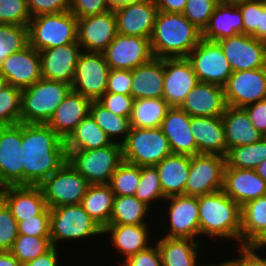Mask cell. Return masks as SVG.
Instances as JSON below:
<instances>
[{
  "mask_svg": "<svg viewBox=\"0 0 266 266\" xmlns=\"http://www.w3.org/2000/svg\"><path fill=\"white\" fill-rule=\"evenodd\" d=\"M23 185L39 186L67 162L65 142L47 124L22 123Z\"/></svg>",
  "mask_w": 266,
  "mask_h": 266,
  "instance_id": "1",
  "label": "cell"
},
{
  "mask_svg": "<svg viewBox=\"0 0 266 266\" xmlns=\"http://www.w3.org/2000/svg\"><path fill=\"white\" fill-rule=\"evenodd\" d=\"M202 39V31L182 13L158 11L150 44L156 58H186Z\"/></svg>",
  "mask_w": 266,
  "mask_h": 266,
  "instance_id": "2",
  "label": "cell"
},
{
  "mask_svg": "<svg viewBox=\"0 0 266 266\" xmlns=\"http://www.w3.org/2000/svg\"><path fill=\"white\" fill-rule=\"evenodd\" d=\"M200 236L226 238L241 245V207L223 190L198 196Z\"/></svg>",
  "mask_w": 266,
  "mask_h": 266,
  "instance_id": "3",
  "label": "cell"
},
{
  "mask_svg": "<svg viewBox=\"0 0 266 266\" xmlns=\"http://www.w3.org/2000/svg\"><path fill=\"white\" fill-rule=\"evenodd\" d=\"M71 90V84L44 78L23 89L20 122L47 124Z\"/></svg>",
  "mask_w": 266,
  "mask_h": 266,
  "instance_id": "4",
  "label": "cell"
},
{
  "mask_svg": "<svg viewBox=\"0 0 266 266\" xmlns=\"http://www.w3.org/2000/svg\"><path fill=\"white\" fill-rule=\"evenodd\" d=\"M29 45L41 51L77 42V18L65 11L56 14H41L28 23Z\"/></svg>",
  "mask_w": 266,
  "mask_h": 266,
  "instance_id": "5",
  "label": "cell"
},
{
  "mask_svg": "<svg viewBox=\"0 0 266 266\" xmlns=\"http://www.w3.org/2000/svg\"><path fill=\"white\" fill-rule=\"evenodd\" d=\"M67 162L90 185L109 184L112 174L123 161L122 145H111L92 150H66Z\"/></svg>",
  "mask_w": 266,
  "mask_h": 266,
  "instance_id": "6",
  "label": "cell"
},
{
  "mask_svg": "<svg viewBox=\"0 0 266 266\" xmlns=\"http://www.w3.org/2000/svg\"><path fill=\"white\" fill-rule=\"evenodd\" d=\"M103 234V229L88 215L81 204L58 206L50 209V241H78Z\"/></svg>",
  "mask_w": 266,
  "mask_h": 266,
  "instance_id": "7",
  "label": "cell"
},
{
  "mask_svg": "<svg viewBox=\"0 0 266 266\" xmlns=\"http://www.w3.org/2000/svg\"><path fill=\"white\" fill-rule=\"evenodd\" d=\"M121 145L123 160L137 166H156L172 153L160 127H131Z\"/></svg>",
  "mask_w": 266,
  "mask_h": 266,
  "instance_id": "8",
  "label": "cell"
},
{
  "mask_svg": "<svg viewBox=\"0 0 266 266\" xmlns=\"http://www.w3.org/2000/svg\"><path fill=\"white\" fill-rule=\"evenodd\" d=\"M88 181L68 162L47 177L40 185L49 209L81 204L89 187Z\"/></svg>",
  "mask_w": 266,
  "mask_h": 266,
  "instance_id": "9",
  "label": "cell"
},
{
  "mask_svg": "<svg viewBox=\"0 0 266 266\" xmlns=\"http://www.w3.org/2000/svg\"><path fill=\"white\" fill-rule=\"evenodd\" d=\"M225 167V157L218 154L190 156L185 195L198 197L222 190Z\"/></svg>",
  "mask_w": 266,
  "mask_h": 266,
  "instance_id": "10",
  "label": "cell"
},
{
  "mask_svg": "<svg viewBox=\"0 0 266 266\" xmlns=\"http://www.w3.org/2000/svg\"><path fill=\"white\" fill-rule=\"evenodd\" d=\"M109 70L102 52L82 51L77 60L72 90L91 101H98L106 92Z\"/></svg>",
  "mask_w": 266,
  "mask_h": 266,
  "instance_id": "11",
  "label": "cell"
},
{
  "mask_svg": "<svg viewBox=\"0 0 266 266\" xmlns=\"http://www.w3.org/2000/svg\"><path fill=\"white\" fill-rule=\"evenodd\" d=\"M186 58L192 64L199 82L223 87L233 73L217 42L202 39Z\"/></svg>",
  "mask_w": 266,
  "mask_h": 266,
  "instance_id": "12",
  "label": "cell"
},
{
  "mask_svg": "<svg viewBox=\"0 0 266 266\" xmlns=\"http://www.w3.org/2000/svg\"><path fill=\"white\" fill-rule=\"evenodd\" d=\"M223 91L227 106L244 108L266 99V67L233 72Z\"/></svg>",
  "mask_w": 266,
  "mask_h": 266,
  "instance_id": "13",
  "label": "cell"
},
{
  "mask_svg": "<svg viewBox=\"0 0 266 266\" xmlns=\"http://www.w3.org/2000/svg\"><path fill=\"white\" fill-rule=\"evenodd\" d=\"M233 72L266 67V42L246 34L217 41Z\"/></svg>",
  "mask_w": 266,
  "mask_h": 266,
  "instance_id": "14",
  "label": "cell"
},
{
  "mask_svg": "<svg viewBox=\"0 0 266 266\" xmlns=\"http://www.w3.org/2000/svg\"><path fill=\"white\" fill-rule=\"evenodd\" d=\"M102 53L110 69L133 70L154 57L149 38L119 33Z\"/></svg>",
  "mask_w": 266,
  "mask_h": 266,
  "instance_id": "15",
  "label": "cell"
},
{
  "mask_svg": "<svg viewBox=\"0 0 266 266\" xmlns=\"http://www.w3.org/2000/svg\"><path fill=\"white\" fill-rule=\"evenodd\" d=\"M22 123L0 127V188L23 185Z\"/></svg>",
  "mask_w": 266,
  "mask_h": 266,
  "instance_id": "16",
  "label": "cell"
},
{
  "mask_svg": "<svg viewBox=\"0 0 266 266\" xmlns=\"http://www.w3.org/2000/svg\"><path fill=\"white\" fill-rule=\"evenodd\" d=\"M117 34L114 10L77 18V42L82 51L103 52Z\"/></svg>",
  "mask_w": 266,
  "mask_h": 266,
  "instance_id": "17",
  "label": "cell"
},
{
  "mask_svg": "<svg viewBox=\"0 0 266 266\" xmlns=\"http://www.w3.org/2000/svg\"><path fill=\"white\" fill-rule=\"evenodd\" d=\"M165 201L170 204L167 208L170 226L164 237L200 240L198 197L175 195Z\"/></svg>",
  "mask_w": 266,
  "mask_h": 266,
  "instance_id": "18",
  "label": "cell"
},
{
  "mask_svg": "<svg viewBox=\"0 0 266 266\" xmlns=\"http://www.w3.org/2000/svg\"><path fill=\"white\" fill-rule=\"evenodd\" d=\"M119 34L151 38L158 7L154 0H140L114 9Z\"/></svg>",
  "mask_w": 266,
  "mask_h": 266,
  "instance_id": "19",
  "label": "cell"
},
{
  "mask_svg": "<svg viewBox=\"0 0 266 266\" xmlns=\"http://www.w3.org/2000/svg\"><path fill=\"white\" fill-rule=\"evenodd\" d=\"M198 83V77L187 58H164L163 98L170 107H180Z\"/></svg>",
  "mask_w": 266,
  "mask_h": 266,
  "instance_id": "20",
  "label": "cell"
},
{
  "mask_svg": "<svg viewBox=\"0 0 266 266\" xmlns=\"http://www.w3.org/2000/svg\"><path fill=\"white\" fill-rule=\"evenodd\" d=\"M0 73L8 84L21 90L42 78L39 51L28 45L21 51L7 56L0 66Z\"/></svg>",
  "mask_w": 266,
  "mask_h": 266,
  "instance_id": "21",
  "label": "cell"
},
{
  "mask_svg": "<svg viewBox=\"0 0 266 266\" xmlns=\"http://www.w3.org/2000/svg\"><path fill=\"white\" fill-rule=\"evenodd\" d=\"M81 52L78 42L39 51L42 78L72 85Z\"/></svg>",
  "mask_w": 266,
  "mask_h": 266,
  "instance_id": "22",
  "label": "cell"
},
{
  "mask_svg": "<svg viewBox=\"0 0 266 266\" xmlns=\"http://www.w3.org/2000/svg\"><path fill=\"white\" fill-rule=\"evenodd\" d=\"M0 198L10 208L17 223L41 215L48 208L39 186H5L0 188Z\"/></svg>",
  "mask_w": 266,
  "mask_h": 266,
  "instance_id": "23",
  "label": "cell"
},
{
  "mask_svg": "<svg viewBox=\"0 0 266 266\" xmlns=\"http://www.w3.org/2000/svg\"><path fill=\"white\" fill-rule=\"evenodd\" d=\"M222 190L241 207L248 201L266 196V182L255 169L225 167Z\"/></svg>",
  "mask_w": 266,
  "mask_h": 266,
  "instance_id": "24",
  "label": "cell"
},
{
  "mask_svg": "<svg viewBox=\"0 0 266 266\" xmlns=\"http://www.w3.org/2000/svg\"><path fill=\"white\" fill-rule=\"evenodd\" d=\"M227 107L223 87L199 82L185 97L180 108L190 116H222Z\"/></svg>",
  "mask_w": 266,
  "mask_h": 266,
  "instance_id": "25",
  "label": "cell"
},
{
  "mask_svg": "<svg viewBox=\"0 0 266 266\" xmlns=\"http://www.w3.org/2000/svg\"><path fill=\"white\" fill-rule=\"evenodd\" d=\"M172 153L193 156L198 154L191 133L190 115L180 107H170L160 126Z\"/></svg>",
  "mask_w": 266,
  "mask_h": 266,
  "instance_id": "26",
  "label": "cell"
},
{
  "mask_svg": "<svg viewBox=\"0 0 266 266\" xmlns=\"http://www.w3.org/2000/svg\"><path fill=\"white\" fill-rule=\"evenodd\" d=\"M91 102L90 99L71 90L58 105L47 125L65 141L77 125L90 114Z\"/></svg>",
  "mask_w": 266,
  "mask_h": 266,
  "instance_id": "27",
  "label": "cell"
},
{
  "mask_svg": "<svg viewBox=\"0 0 266 266\" xmlns=\"http://www.w3.org/2000/svg\"><path fill=\"white\" fill-rule=\"evenodd\" d=\"M190 128L198 154H227L222 117L190 116Z\"/></svg>",
  "mask_w": 266,
  "mask_h": 266,
  "instance_id": "28",
  "label": "cell"
},
{
  "mask_svg": "<svg viewBox=\"0 0 266 266\" xmlns=\"http://www.w3.org/2000/svg\"><path fill=\"white\" fill-rule=\"evenodd\" d=\"M164 59L153 57L132 70L130 95L134 99L163 98Z\"/></svg>",
  "mask_w": 266,
  "mask_h": 266,
  "instance_id": "29",
  "label": "cell"
},
{
  "mask_svg": "<svg viewBox=\"0 0 266 266\" xmlns=\"http://www.w3.org/2000/svg\"><path fill=\"white\" fill-rule=\"evenodd\" d=\"M221 117L227 151L233 147L253 144L264 137L251 123L244 108L227 106Z\"/></svg>",
  "mask_w": 266,
  "mask_h": 266,
  "instance_id": "30",
  "label": "cell"
},
{
  "mask_svg": "<svg viewBox=\"0 0 266 266\" xmlns=\"http://www.w3.org/2000/svg\"><path fill=\"white\" fill-rule=\"evenodd\" d=\"M164 196L185 195L190 156L171 153L156 165Z\"/></svg>",
  "mask_w": 266,
  "mask_h": 266,
  "instance_id": "31",
  "label": "cell"
},
{
  "mask_svg": "<svg viewBox=\"0 0 266 266\" xmlns=\"http://www.w3.org/2000/svg\"><path fill=\"white\" fill-rule=\"evenodd\" d=\"M148 224L141 225H121L109 224L103 234H110L111 242L120 255L126 260L129 256L136 254L139 251L147 249L150 244V230Z\"/></svg>",
  "mask_w": 266,
  "mask_h": 266,
  "instance_id": "32",
  "label": "cell"
},
{
  "mask_svg": "<svg viewBox=\"0 0 266 266\" xmlns=\"http://www.w3.org/2000/svg\"><path fill=\"white\" fill-rule=\"evenodd\" d=\"M237 34H243V18L240 9L218 3L207 27L202 32V38L217 42Z\"/></svg>",
  "mask_w": 266,
  "mask_h": 266,
  "instance_id": "33",
  "label": "cell"
},
{
  "mask_svg": "<svg viewBox=\"0 0 266 266\" xmlns=\"http://www.w3.org/2000/svg\"><path fill=\"white\" fill-rule=\"evenodd\" d=\"M200 240L162 237L157 241L163 266H206L198 261ZM201 263V265L199 264Z\"/></svg>",
  "mask_w": 266,
  "mask_h": 266,
  "instance_id": "34",
  "label": "cell"
},
{
  "mask_svg": "<svg viewBox=\"0 0 266 266\" xmlns=\"http://www.w3.org/2000/svg\"><path fill=\"white\" fill-rule=\"evenodd\" d=\"M114 197L109 184H97L89 185L82 198V207L103 230L109 225Z\"/></svg>",
  "mask_w": 266,
  "mask_h": 266,
  "instance_id": "35",
  "label": "cell"
},
{
  "mask_svg": "<svg viewBox=\"0 0 266 266\" xmlns=\"http://www.w3.org/2000/svg\"><path fill=\"white\" fill-rule=\"evenodd\" d=\"M64 142L66 150H92L113 143L90 114L77 125Z\"/></svg>",
  "mask_w": 266,
  "mask_h": 266,
  "instance_id": "36",
  "label": "cell"
},
{
  "mask_svg": "<svg viewBox=\"0 0 266 266\" xmlns=\"http://www.w3.org/2000/svg\"><path fill=\"white\" fill-rule=\"evenodd\" d=\"M170 106L164 98L135 99L130 126L136 128L160 127Z\"/></svg>",
  "mask_w": 266,
  "mask_h": 266,
  "instance_id": "37",
  "label": "cell"
},
{
  "mask_svg": "<svg viewBox=\"0 0 266 266\" xmlns=\"http://www.w3.org/2000/svg\"><path fill=\"white\" fill-rule=\"evenodd\" d=\"M266 228V196L241 206V245H249Z\"/></svg>",
  "mask_w": 266,
  "mask_h": 266,
  "instance_id": "38",
  "label": "cell"
},
{
  "mask_svg": "<svg viewBox=\"0 0 266 266\" xmlns=\"http://www.w3.org/2000/svg\"><path fill=\"white\" fill-rule=\"evenodd\" d=\"M150 207L133 196H115L109 224L141 225L148 224L144 220ZM146 216V217H145Z\"/></svg>",
  "mask_w": 266,
  "mask_h": 266,
  "instance_id": "39",
  "label": "cell"
},
{
  "mask_svg": "<svg viewBox=\"0 0 266 266\" xmlns=\"http://www.w3.org/2000/svg\"><path fill=\"white\" fill-rule=\"evenodd\" d=\"M90 115L112 142L122 144L126 140L131 128L129 117L114 114L102 106L98 101L91 102ZM118 137L122 140H119Z\"/></svg>",
  "mask_w": 266,
  "mask_h": 266,
  "instance_id": "40",
  "label": "cell"
},
{
  "mask_svg": "<svg viewBox=\"0 0 266 266\" xmlns=\"http://www.w3.org/2000/svg\"><path fill=\"white\" fill-rule=\"evenodd\" d=\"M226 167L239 169H255L266 160V138L238 147H233L225 155Z\"/></svg>",
  "mask_w": 266,
  "mask_h": 266,
  "instance_id": "41",
  "label": "cell"
},
{
  "mask_svg": "<svg viewBox=\"0 0 266 266\" xmlns=\"http://www.w3.org/2000/svg\"><path fill=\"white\" fill-rule=\"evenodd\" d=\"M141 166L122 161L110 180V187L115 196H133L139 184Z\"/></svg>",
  "mask_w": 266,
  "mask_h": 266,
  "instance_id": "42",
  "label": "cell"
},
{
  "mask_svg": "<svg viewBox=\"0 0 266 266\" xmlns=\"http://www.w3.org/2000/svg\"><path fill=\"white\" fill-rule=\"evenodd\" d=\"M151 209L155 201L165 200L156 166H141V176L134 195Z\"/></svg>",
  "mask_w": 266,
  "mask_h": 266,
  "instance_id": "43",
  "label": "cell"
},
{
  "mask_svg": "<svg viewBox=\"0 0 266 266\" xmlns=\"http://www.w3.org/2000/svg\"><path fill=\"white\" fill-rule=\"evenodd\" d=\"M28 45V26L0 24V66L7 56Z\"/></svg>",
  "mask_w": 266,
  "mask_h": 266,
  "instance_id": "44",
  "label": "cell"
},
{
  "mask_svg": "<svg viewBox=\"0 0 266 266\" xmlns=\"http://www.w3.org/2000/svg\"><path fill=\"white\" fill-rule=\"evenodd\" d=\"M51 247L50 237L18 235L10 252L24 264L44 254Z\"/></svg>",
  "mask_w": 266,
  "mask_h": 266,
  "instance_id": "45",
  "label": "cell"
},
{
  "mask_svg": "<svg viewBox=\"0 0 266 266\" xmlns=\"http://www.w3.org/2000/svg\"><path fill=\"white\" fill-rule=\"evenodd\" d=\"M22 90L12 85L0 91V127L20 123Z\"/></svg>",
  "mask_w": 266,
  "mask_h": 266,
  "instance_id": "46",
  "label": "cell"
},
{
  "mask_svg": "<svg viewBox=\"0 0 266 266\" xmlns=\"http://www.w3.org/2000/svg\"><path fill=\"white\" fill-rule=\"evenodd\" d=\"M30 20L27 0H0V24L28 26Z\"/></svg>",
  "mask_w": 266,
  "mask_h": 266,
  "instance_id": "47",
  "label": "cell"
},
{
  "mask_svg": "<svg viewBox=\"0 0 266 266\" xmlns=\"http://www.w3.org/2000/svg\"><path fill=\"white\" fill-rule=\"evenodd\" d=\"M217 4V0H187L182 14L203 32Z\"/></svg>",
  "mask_w": 266,
  "mask_h": 266,
  "instance_id": "48",
  "label": "cell"
},
{
  "mask_svg": "<svg viewBox=\"0 0 266 266\" xmlns=\"http://www.w3.org/2000/svg\"><path fill=\"white\" fill-rule=\"evenodd\" d=\"M18 235L17 220L0 198V251H10Z\"/></svg>",
  "mask_w": 266,
  "mask_h": 266,
  "instance_id": "49",
  "label": "cell"
},
{
  "mask_svg": "<svg viewBox=\"0 0 266 266\" xmlns=\"http://www.w3.org/2000/svg\"><path fill=\"white\" fill-rule=\"evenodd\" d=\"M18 234L36 237H50V209L41 215L18 222Z\"/></svg>",
  "mask_w": 266,
  "mask_h": 266,
  "instance_id": "50",
  "label": "cell"
},
{
  "mask_svg": "<svg viewBox=\"0 0 266 266\" xmlns=\"http://www.w3.org/2000/svg\"><path fill=\"white\" fill-rule=\"evenodd\" d=\"M134 100L131 95L105 92L98 102L114 114L130 118Z\"/></svg>",
  "mask_w": 266,
  "mask_h": 266,
  "instance_id": "51",
  "label": "cell"
},
{
  "mask_svg": "<svg viewBox=\"0 0 266 266\" xmlns=\"http://www.w3.org/2000/svg\"><path fill=\"white\" fill-rule=\"evenodd\" d=\"M110 10L107 0H70V12L76 18L99 15Z\"/></svg>",
  "mask_w": 266,
  "mask_h": 266,
  "instance_id": "52",
  "label": "cell"
},
{
  "mask_svg": "<svg viewBox=\"0 0 266 266\" xmlns=\"http://www.w3.org/2000/svg\"><path fill=\"white\" fill-rule=\"evenodd\" d=\"M132 88V70L110 69L106 92L130 95Z\"/></svg>",
  "mask_w": 266,
  "mask_h": 266,
  "instance_id": "53",
  "label": "cell"
},
{
  "mask_svg": "<svg viewBox=\"0 0 266 266\" xmlns=\"http://www.w3.org/2000/svg\"><path fill=\"white\" fill-rule=\"evenodd\" d=\"M31 18L41 14L70 11V0H27Z\"/></svg>",
  "mask_w": 266,
  "mask_h": 266,
  "instance_id": "54",
  "label": "cell"
},
{
  "mask_svg": "<svg viewBox=\"0 0 266 266\" xmlns=\"http://www.w3.org/2000/svg\"><path fill=\"white\" fill-rule=\"evenodd\" d=\"M163 266L161 253L157 244H152L145 250L129 256L120 266Z\"/></svg>",
  "mask_w": 266,
  "mask_h": 266,
  "instance_id": "55",
  "label": "cell"
},
{
  "mask_svg": "<svg viewBox=\"0 0 266 266\" xmlns=\"http://www.w3.org/2000/svg\"><path fill=\"white\" fill-rule=\"evenodd\" d=\"M237 7L243 18V34L252 35L260 26V0H252Z\"/></svg>",
  "mask_w": 266,
  "mask_h": 266,
  "instance_id": "56",
  "label": "cell"
},
{
  "mask_svg": "<svg viewBox=\"0 0 266 266\" xmlns=\"http://www.w3.org/2000/svg\"><path fill=\"white\" fill-rule=\"evenodd\" d=\"M238 257L231 259L237 266H266V257H262L249 245H238Z\"/></svg>",
  "mask_w": 266,
  "mask_h": 266,
  "instance_id": "57",
  "label": "cell"
},
{
  "mask_svg": "<svg viewBox=\"0 0 266 266\" xmlns=\"http://www.w3.org/2000/svg\"><path fill=\"white\" fill-rule=\"evenodd\" d=\"M251 123L264 136L266 134V99L244 107Z\"/></svg>",
  "mask_w": 266,
  "mask_h": 266,
  "instance_id": "58",
  "label": "cell"
},
{
  "mask_svg": "<svg viewBox=\"0 0 266 266\" xmlns=\"http://www.w3.org/2000/svg\"><path fill=\"white\" fill-rule=\"evenodd\" d=\"M58 247L52 246L44 254L39 255L34 260L22 264V266H59V253Z\"/></svg>",
  "mask_w": 266,
  "mask_h": 266,
  "instance_id": "59",
  "label": "cell"
},
{
  "mask_svg": "<svg viewBox=\"0 0 266 266\" xmlns=\"http://www.w3.org/2000/svg\"><path fill=\"white\" fill-rule=\"evenodd\" d=\"M158 11L183 13L187 0H154Z\"/></svg>",
  "mask_w": 266,
  "mask_h": 266,
  "instance_id": "60",
  "label": "cell"
},
{
  "mask_svg": "<svg viewBox=\"0 0 266 266\" xmlns=\"http://www.w3.org/2000/svg\"><path fill=\"white\" fill-rule=\"evenodd\" d=\"M251 36L266 42V0H260V26Z\"/></svg>",
  "mask_w": 266,
  "mask_h": 266,
  "instance_id": "61",
  "label": "cell"
},
{
  "mask_svg": "<svg viewBox=\"0 0 266 266\" xmlns=\"http://www.w3.org/2000/svg\"><path fill=\"white\" fill-rule=\"evenodd\" d=\"M0 266H22L10 251H0Z\"/></svg>",
  "mask_w": 266,
  "mask_h": 266,
  "instance_id": "62",
  "label": "cell"
},
{
  "mask_svg": "<svg viewBox=\"0 0 266 266\" xmlns=\"http://www.w3.org/2000/svg\"><path fill=\"white\" fill-rule=\"evenodd\" d=\"M249 246L256 250H258L266 246V228L263 229L260 234L249 244Z\"/></svg>",
  "mask_w": 266,
  "mask_h": 266,
  "instance_id": "63",
  "label": "cell"
},
{
  "mask_svg": "<svg viewBox=\"0 0 266 266\" xmlns=\"http://www.w3.org/2000/svg\"><path fill=\"white\" fill-rule=\"evenodd\" d=\"M137 1H140V0H107L108 6L110 7L111 10H114L128 3L137 2Z\"/></svg>",
  "mask_w": 266,
  "mask_h": 266,
  "instance_id": "64",
  "label": "cell"
},
{
  "mask_svg": "<svg viewBox=\"0 0 266 266\" xmlns=\"http://www.w3.org/2000/svg\"><path fill=\"white\" fill-rule=\"evenodd\" d=\"M249 1H252V0H217L219 4H222L225 6H236V7Z\"/></svg>",
  "mask_w": 266,
  "mask_h": 266,
  "instance_id": "65",
  "label": "cell"
},
{
  "mask_svg": "<svg viewBox=\"0 0 266 266\" xmlns=\"http://www.w3.org/2000/svg\"><path fill=\"white\" fill-rule=\"evenodd\" d=\"M256 173L261 176L266 182V160H264L261 164H259L255 168Z\"/></svg>",
  "mask_w": 266,
  "mask_h": 266,
  "instance_id": "66",
  "label": "cell"
},
{
  "mask_svg": "<svg viewBox=\"0 0 266 266\" xmlns=\"http://www.w3.org/2000/svg\"><path fill=\"white\" fill-rule=\"evenodd\" d=\"M206 266H237L231 259L225 260L224 262H220L217 264H205Z\"/></svg>",
  "mask_w": 266,
  "mask_h": 266,
  "instance_id": "67",
  "label": "cell"
},
{
  "mask_svg": "<svg viewBox=\"0 0 266 266\" xmlns=\"http://www.w3.org/2000/svg\"><path fill=\"white\" fill-rule=\"evenodd\" d=\"M7 79L0 73V91L3 90L6 86H8Z\"/></svg>",
  "mask_w": 266,
  "mask_h": 266,
  "instance_id": "68",
  "label": "cell"
}]
</instances>
